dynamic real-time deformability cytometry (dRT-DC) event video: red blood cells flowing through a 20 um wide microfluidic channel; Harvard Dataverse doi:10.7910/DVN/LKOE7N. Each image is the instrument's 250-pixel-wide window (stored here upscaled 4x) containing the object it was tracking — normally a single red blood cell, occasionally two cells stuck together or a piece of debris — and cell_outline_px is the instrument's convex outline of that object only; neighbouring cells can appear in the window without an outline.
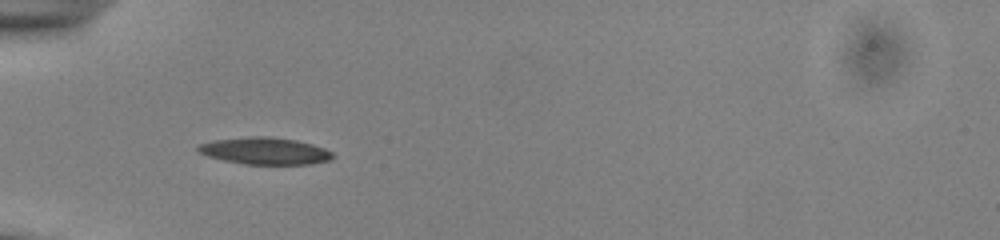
{"species": "common noctule bat (a hibernating species)", "species_latin": "Nyctalus noctula", "temperature_condition": "cold", "stored_images_in_passage": 36, "camera_frame_rate_fps": 3000, "um_per_image_px": 0.085, "animal": {"sex": "male", "body_mass_g": 13.0, "forearm_length_mm": 53.1}, "frame": {"image": 1, "passage_image": 1, "time_ms": 0.0, "image_size_px": [1000, 240], "cell_outline_px": [[336, 156], [332, 160], [308, 164], [244, 164], [224, 160], [208, 156], [200, 152], [196, 148], [200, 144], [212, 140], [252, 136], [268, 136], [296, 140], [312, 144], [324, 148], [332, 152]], "centroid_in_image_um": [22.55, 12.83], "position_along_channel_um": 62.4, "area_um2": 21.15}}
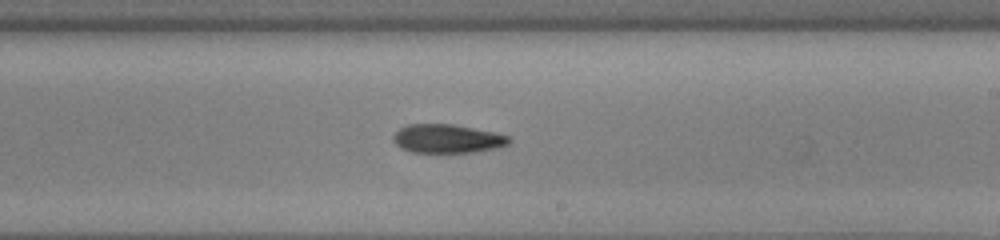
{"frame": {"image": 2, "passage_image": 16, "time_ms": 5.0, "image_size_px": [1000, 240], "cell_outline_px": [[512, 140], [508, 144], [496, 148], [476, 152], [412, 152], [400, 148], [392, 140], [392, 136], [400, 128], [408, 124], [452, 124], [496, 132], [512, 136]], "centroid_in_image_um": [38.05, 11.78], "position_along_channel_um": 251.0, "area_um2": 19.54}}
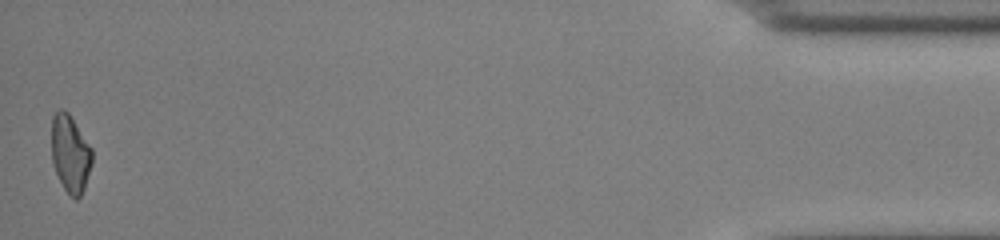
{"frame": {"image": 3, "passage_image": 36, "time_ms": 11.667, "image_size_px": [1000, 240], "cell_outline_px": [[92, 164], [84, 188], [80, 196], [76, 200], [68, 196], [52, 164], [52, 116], [60, 108], [64, 108], [68, 112], [92, 148]], "centroid_in_image_um": [5.97, 13.07], "position_along_channel_um": 429.2, "area_um2": 18.38}}